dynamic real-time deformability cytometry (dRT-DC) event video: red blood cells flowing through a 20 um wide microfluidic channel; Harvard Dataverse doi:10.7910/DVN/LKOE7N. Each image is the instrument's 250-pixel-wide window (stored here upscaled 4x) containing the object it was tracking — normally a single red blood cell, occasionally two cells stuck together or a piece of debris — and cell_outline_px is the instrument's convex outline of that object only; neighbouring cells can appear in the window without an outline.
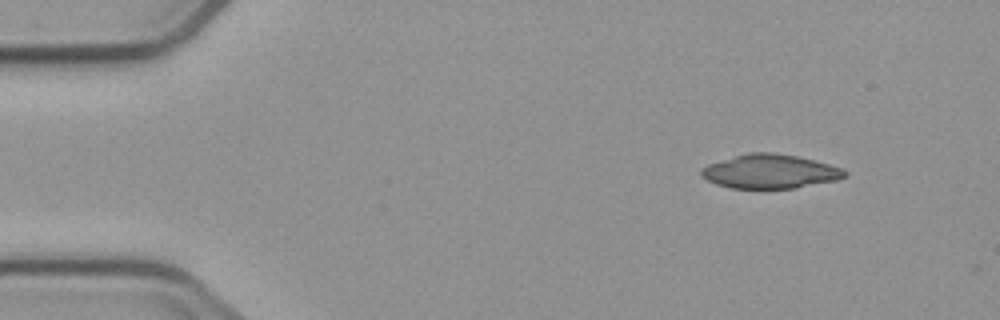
{"species": "common noctule bat (a hibernating species)", "species_latin": "Nyctalus noctula", "temperature_condition": "cold", "stored_images_in_passage": 5, "camera_frame_rate_fps": 3000, "um_per_image_px": 0.085, "animal": {"sex": "male", "body_mass_g": 23.1, "forearm_length_mm": 52.7}, "frame": {"image": 1, "passage_image": 1, "time_ms": 0.0, "image_size_px": [1000, 320], "cell_outline_px": [[848, 176], [836, 180], [796, 188], [732, 188], [716, 184], [700, 176], [700, 168], [708, 164], [748, 152], [772, 152], [796, 156], [828, 164], [840, 168], [848, 172]], "centroid_in_image_um": [65.43, 14.57], "position_along_channel_um": 19.6, "area_um2": 28.32}}